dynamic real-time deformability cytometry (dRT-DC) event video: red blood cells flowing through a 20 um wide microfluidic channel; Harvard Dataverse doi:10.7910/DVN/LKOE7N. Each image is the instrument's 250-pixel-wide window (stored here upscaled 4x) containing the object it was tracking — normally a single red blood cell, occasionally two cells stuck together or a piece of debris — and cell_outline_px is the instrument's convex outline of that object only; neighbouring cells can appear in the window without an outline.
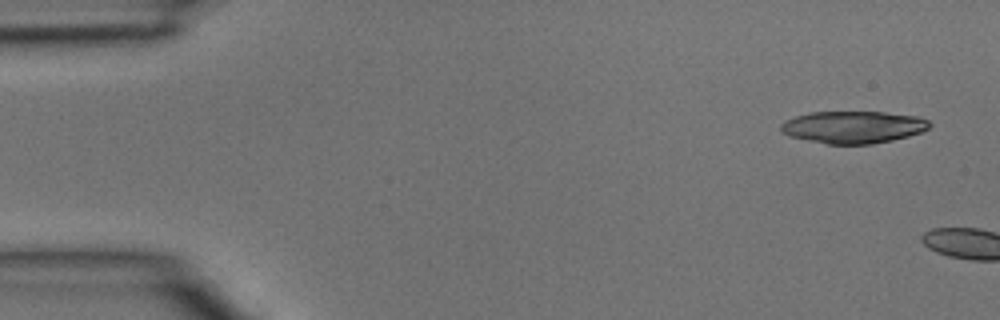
{"species": "common noctule bat (a hibernating species)", "species_latin": "Nyctalus noctula", "temperature_condition": "room temperature", "stored_images_in_passage": 2, "camera_frame_rate_fps": 3000, "um_per_image_px": 0.085, "animal": {"sex": "male", "body_mass_g": 15.6}, "frame": {"image": 1, "passage_image": 1, "time_ms": 0.0, "image_size_px": [1000, 320], "cell_outline_px": [[932, 124], [928, 128], [920, 132], [908, 136], [892, 140], [872, 144], [828, 144], [788, 136], [780, 132], [780, 124], [784, 120], [808, 112], [884, 112], [920, 116], [928, 120]], "centroid_in_image_um": [72.5, 10.8], "position_along_channel_um": 12.5, "area_um2": 28.09}}